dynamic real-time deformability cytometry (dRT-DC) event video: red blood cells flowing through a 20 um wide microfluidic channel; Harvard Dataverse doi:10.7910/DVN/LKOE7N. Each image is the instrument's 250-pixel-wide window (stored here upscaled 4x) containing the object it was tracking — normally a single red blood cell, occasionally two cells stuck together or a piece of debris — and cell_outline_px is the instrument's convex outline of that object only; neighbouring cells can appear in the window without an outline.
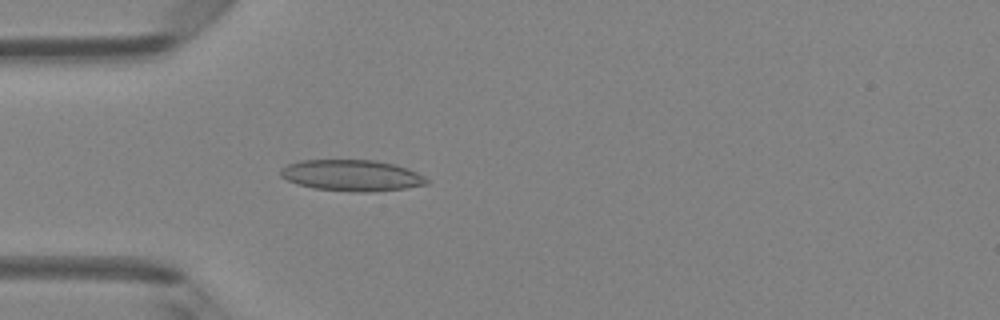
{"species": "Egyptian fruit bat (a non-hibernating species)", "species_latin": "Rousettus aegyptiacus", "temperature_condition": "room temperature", "stored_images_in_passage": 47, "camera_frame_rate_fps": 3000, "um_per_image_px": 0.085, "animal": {"sex": "female"}, "frame": {"image": 1, "passage_image": 13, "time_ms": 4.0, "image_size_px": [1000, 320], "cell_outline_px": [[428, 184], [404, 188], [372, 192], [352, 192], [312, 188], [288, 180], [280, 176], [280, 168], [288, 164], [300, 160], [376, 160], [408, 168], [424, 176], [428, 180]], "centroid_in_image_um": [29.89, 14.91], "position_along_channel_um": 55.1, "area_um2": 26.59}}
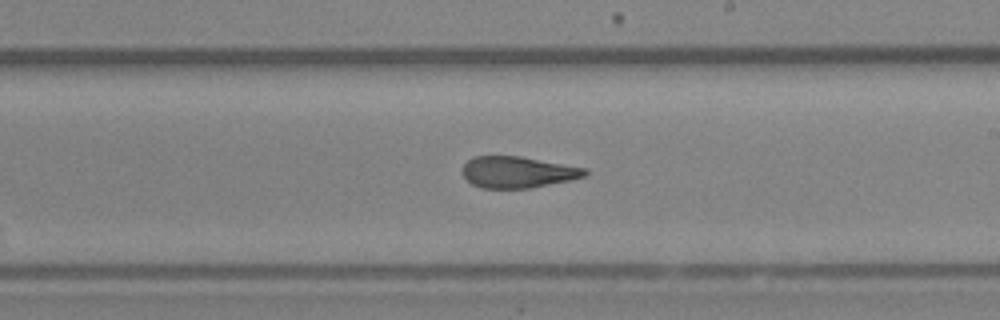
{"frame": {"image": 2, "passage_image": 27, "time_ms": 8.667, "image_size_px": [1000, 320], "cell_outline_px": [[588, 176], [572, 180], [528, 188], [480, 188], [472, 184], [464, 176], [460, 168], [472, 156], [520, 156], [588, 168]], "centroid_in_image_um": [44.02, 14.62], "position_along_channel_um": 245.0, "area_um2": 22.66}}
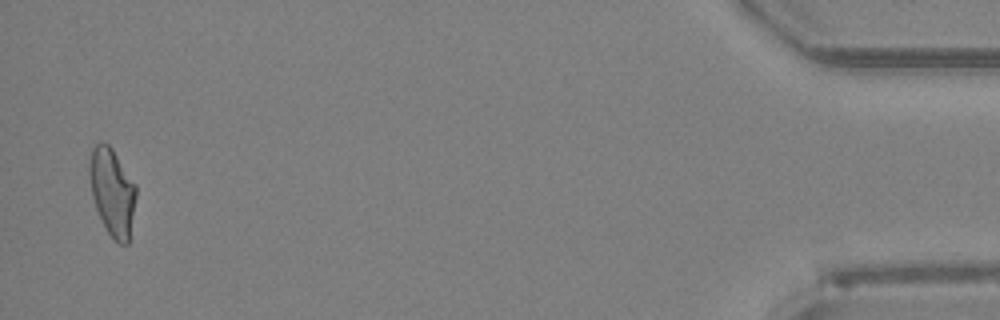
{"frame": {"image": 3, "passage_image": 46, "time_ms": 15.0, "image_size_px": [1000, 320], "cell_outline_px": [[136, 196], [128, 244], [120, 244], [108, 232], [96, 208], [92, 196], [88, 176], [88, 164], [92, 148], [96, 144], [108, 144], [112, 148], [136, 184]], "centroid_in_image_um": [9.53, 16.28], "position_along_channel_um": 425.7, "area_um2": 23.52}, "authors_computed_cell_mechanics": {"area_um2": 23.8714, "velocity_mm_per_s": 4.2166, "shape_relaxation_time_tau1_ms": null, "shape_relaxation_time_tau2_ms": 1.8046, "deformation_change_tau1": null, "deformation_change_tau2": 0.0831}}